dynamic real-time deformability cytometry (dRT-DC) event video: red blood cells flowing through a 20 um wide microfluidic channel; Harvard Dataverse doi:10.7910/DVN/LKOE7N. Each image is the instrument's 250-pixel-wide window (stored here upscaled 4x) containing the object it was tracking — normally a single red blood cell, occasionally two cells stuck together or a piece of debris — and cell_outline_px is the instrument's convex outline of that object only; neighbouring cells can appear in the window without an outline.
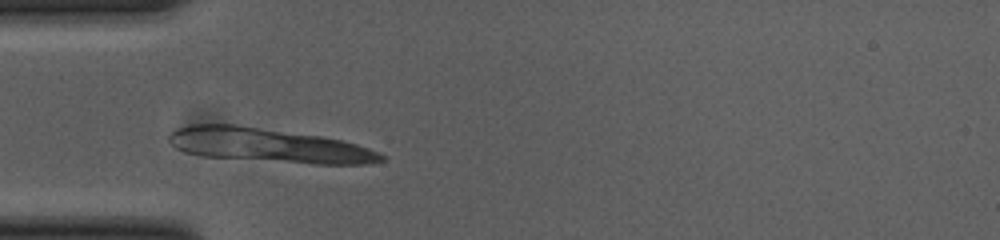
{"species": "common noctule bat (a hibernating species)", "species_latin": "Nyctalus noctula", "temperature_condition": "cold", "stored_images_in_passage": 45, "camera_frame_rate_fps": 3000, "um_per_image_px": 0.085, "animal": {"sex": "female", "body_mass_g": 23.0, "forearm_length_mm": 53.4}, "frame": {"image": 1, "passage_image": 7, "time_ms": 2.0, "image_size_px": [1000, 240], "cell_outline_px": [[388, 156], [384, 160], [368, 164], [316, 164], [204, 156], [188, 152], [176, 148], [168, 140], [168, 136], [176, 128], [188, 124], [240, 124], [320, 136], [340, 140], [356, 144], [368, 148]], "centroid_in_image_um": [22.84, 12.34], "position_along_channel_um": 62.2, "area_um2": 42.25}}